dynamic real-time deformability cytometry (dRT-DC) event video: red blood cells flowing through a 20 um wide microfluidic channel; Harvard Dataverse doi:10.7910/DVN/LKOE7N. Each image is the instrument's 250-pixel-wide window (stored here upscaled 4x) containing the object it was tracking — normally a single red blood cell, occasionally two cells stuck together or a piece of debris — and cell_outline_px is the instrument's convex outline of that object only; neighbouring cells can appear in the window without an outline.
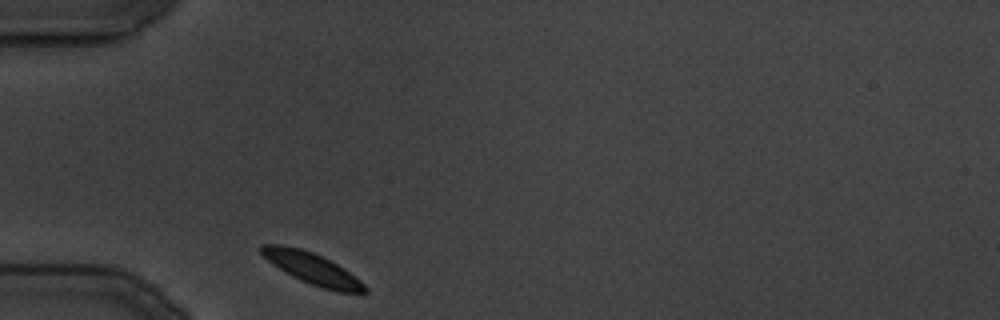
{"species": "common noctule bat (a hibernating species)", "species_latin": "Nyctalus noctula", "temperature_condition": "cold", "stored_images_in_passage": 13, "camera_frame_rate_fps": 3000, "um_per_image_px": 0.085, "animal": {"sex": "male", "body_mass_g": 19.5, "forearm_length_mm": 54.6}, "frame": {"image": 1, "passage_image": 1, "time_ms": 0.0, "image_size_px": [1000, 320], "cell_outline_px": [[368, 292], [340, 292], [324, 288], [300, 280], [292, 276], [272, 264], [260, 252], [260, 244], [280, 244], [300, 248], [312, 252], [336, 264], [360, 280], [368, 288]], "centroid_in_image_um": [26.5, 22.81], "position_along_channel_um": 58.5, "area_um2": 18.5}}
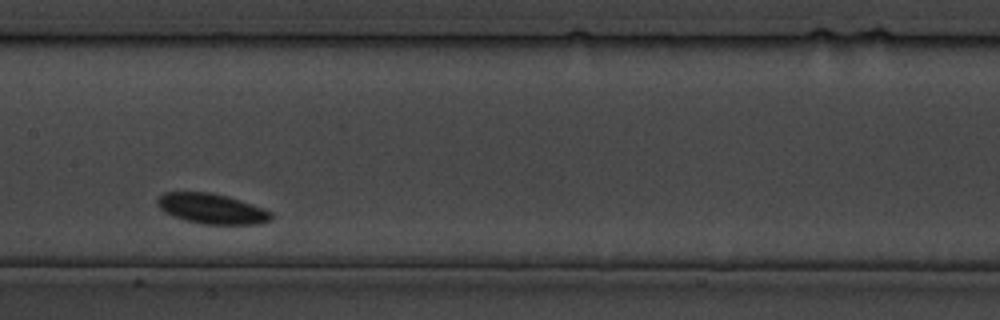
{"frame": {"image": 2, "passage_image": 9, "time_ms": 10.0, "image_size_px": [1000, 320], "cell_outline_px": [[272, 220], [260, 224], [204, 224], [184, 220], [172, 216], [164, 212], [156, 204], [156, 200], [164, 192], [208, 192], [228, 196], [264, 208], [272, 212]], "centroid_in_image_um": [18.0, 17.74], "position_along_channel_um": 189.4, "area_um2": 20.17}}
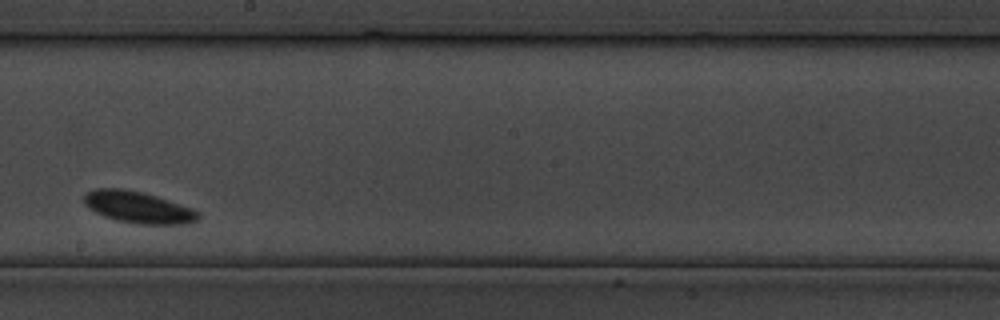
{"frame": {"image": 3, "passage_image": 12, "time_ms": 13.333, "image_size_px": [1000, 320], "cell_outline_px": [[200, 220], [192, 224], [132, 224], [116, 220], [104, 216], [88, 208], [84, 204], [84, 196], [88, 192], [96, 188], [120, 188], [144, 192], [192, 208], [200, 212]], "centroid_in_image_um": [11.78, 17.63], "position_along_channel_um": 236.4, "area_um2": 21.33}}